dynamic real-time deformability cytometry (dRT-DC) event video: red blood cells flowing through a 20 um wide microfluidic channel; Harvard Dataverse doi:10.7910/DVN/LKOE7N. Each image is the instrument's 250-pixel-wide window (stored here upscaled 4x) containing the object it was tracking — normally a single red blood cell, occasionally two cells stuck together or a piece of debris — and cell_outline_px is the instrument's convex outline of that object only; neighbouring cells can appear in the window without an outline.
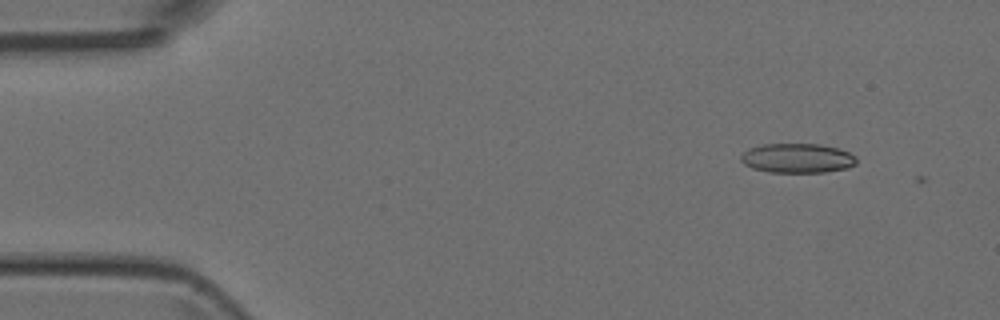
{"species": "Egyptian fruit bat (a non-hibernating species)", "species_latin": "Rousettus aegyptiacus", "temperature_condition": "room temperature", "stored_images_in_passage": 4, "camera_frame_rate_fps": 3000, "um_per_image_px": 0.085, "animal": {"sex": "female"}, "frame": {"image": 1, "passage_image": 2, "time_ms": 0.333, "image_size_px": [1000, 320], "cell_outline_px": [[856, 164], [848, 168], [824, 172], [768, 172], [752, 168], [744, 164], [740, 160], [740, 156], [748, 148], [760, 144], [820, 144], [840, 148], [856, 156]], "centroid_in_image_um": [67.77, 13.44], "position_along_channel_um": 17.2, "area_um2": 20.06}}